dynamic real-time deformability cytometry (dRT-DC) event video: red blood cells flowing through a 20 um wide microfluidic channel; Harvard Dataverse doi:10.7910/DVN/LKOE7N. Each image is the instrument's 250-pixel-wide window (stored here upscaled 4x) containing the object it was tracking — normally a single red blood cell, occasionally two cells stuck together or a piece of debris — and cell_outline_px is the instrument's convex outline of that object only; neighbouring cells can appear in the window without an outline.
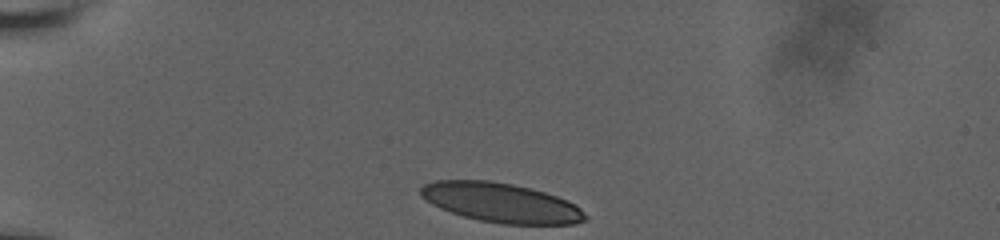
{"species": "human", "species_latin": "Homo sapiens", "temperature_condition": "room temperature", "stored_images_in_passage": 34, "camera_frame_rate_fps": 3000, "um_per_image_px": 0.085, "donor": {"sex": "male"}, "frame": {"image": 1, "passage_image": 1, "time_ms": 0.0, "image_size_px": [1000, 240], "cell_outline_px": [[588, 220], [576, 224], [500, 224], [480, 220], [464, 216], [440, 208], [424, 200], [420, 196], [420, 188], [424, 184], [436, 180], [488, 180], [512, 184], [544, 192], [568, 200], [580, 208], [588, 216]], "centroid_in_image_um": [42.59, 17.23], "position_along_channel_um": 42.4, "area_um2": 37.86}}
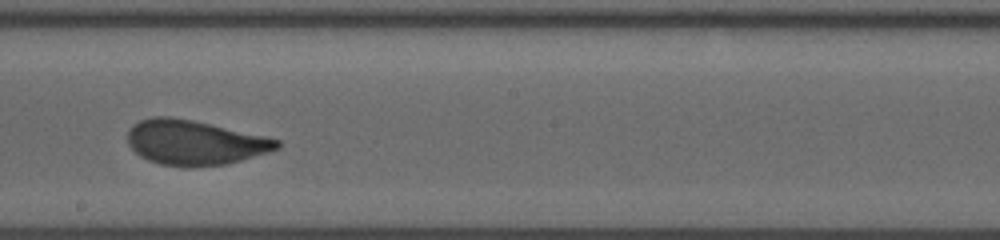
{"frame": {"image": 2, "passage_image": 20, "time_ms": 6.333, "image_size_px": [1000, 240], "cell_outline_px": [[280, 148], [268, 152], [240, 160], [224, 164], [192, 168], [184, 168], [160, 164], [148, 160], [140, 156], [128, 144], [128, 132], [132, 124], [140, 120], [152, 116], [168, 116], [192, 120], [264, 136], [280, 140]], "centroid_in_image_um": [16.51, 12.12], "position_along_channel_um": 231.7, "area_um2": 38.96}}
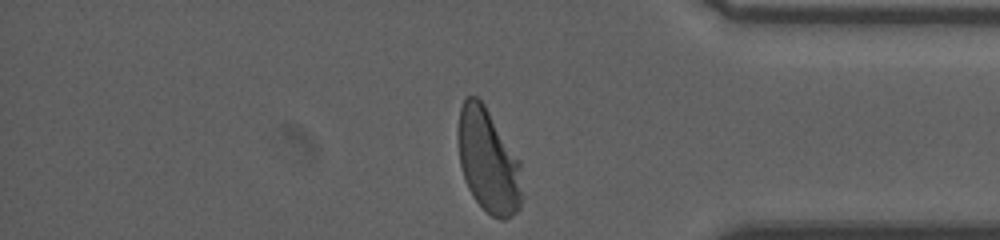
{"frame": {"image": 3, "passage_image": 34, "time_ms": 11.0, "image_size_px": [1000, 240], "cell_outline_px": [[524, 196], [520, 208], [516, 212], [504, 220], [500, 220], [492, 216], [472, 196], [464, 180], [460, 164], [456, 132], [460, 108], [464, 100], [468, 96], [476, 96], [484, 104], [520, 160]], "centroid_in_image_um": [41.51, 13.69], "position_along_channel_um": 393.7, "area_um2": 39.36}, "authors_computed_cell_mechanics": {"area_um2": 38.9572, "velocity_mm_per_s": 3.7727, "shape_relaxation_time_tau1_ms": 3.2661, "shape_relaxation_time_tau2_ms": null, "deformation_change_tau1": 0.1528, "deformation_change_tau2": null}}